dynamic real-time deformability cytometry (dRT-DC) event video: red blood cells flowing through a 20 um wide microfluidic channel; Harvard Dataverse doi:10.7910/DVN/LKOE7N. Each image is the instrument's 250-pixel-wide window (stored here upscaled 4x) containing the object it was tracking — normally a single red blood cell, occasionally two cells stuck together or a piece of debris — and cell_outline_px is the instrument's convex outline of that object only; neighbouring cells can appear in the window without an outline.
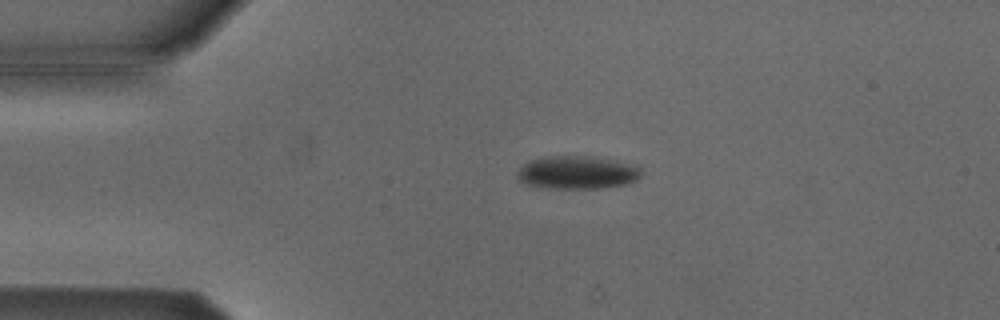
{"species": "Egyptian fruit bat (a non-hibernating species)", "species_latin": "Rousettus aegyptiacus", "temperature_condition": "cold", "stored_images_in_passage": 4, "camera_frame_rate_fps": 3000, "um_per_image_px": 0.085, "animal": {"sex": "male"}, "frame": {"image": 1, "passage_image": 3, "time_ms": 0.667, "image_size_px": [1000, 320], "cell_outline_px": [[640, 176], [636, 180], [624, 184], [600, 188], [544, 188], [528, 184], [520, 180], [516, 176], [516, 172], [524, 164], [532, 160], [548, 156], [588, 156], [616, 160], [636, 164], [640, 168]], "centroid_in_image_um": [49.07, 14.65], "position_along_channel_um": 35.9, "area_um2": 23.81}}